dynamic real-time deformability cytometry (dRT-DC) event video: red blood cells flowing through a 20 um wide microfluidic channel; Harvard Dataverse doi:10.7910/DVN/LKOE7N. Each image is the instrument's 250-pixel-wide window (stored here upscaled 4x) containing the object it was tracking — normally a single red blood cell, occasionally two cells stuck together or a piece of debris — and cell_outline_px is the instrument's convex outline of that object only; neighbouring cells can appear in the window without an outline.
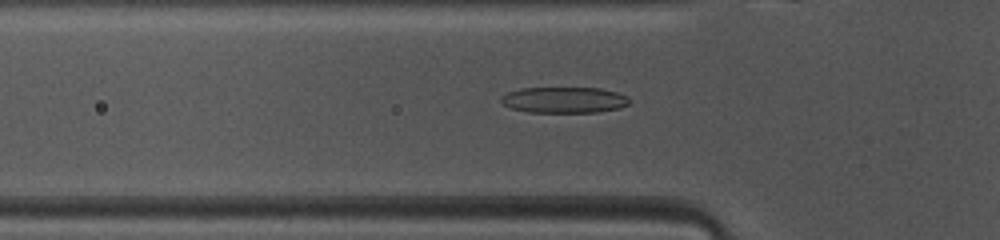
{"species": "common noctule bat (a hibernating species)", "species_latin": "Nyctalus noctula", "temperature_condition": "warm", "stored_images_in_passage": 45, "camera_frame_rate_fps": 3000, "um_per_image_px": 0.085, "animal": {"sex": "female", "body_mass_g": 10.0, "forearm_length_mm": 53.1}, "frame": {"image": 1, "passage_image": 12, "time_ms": 3.667, "image_size_px": [1000, 240], "cell_outline_px": [[628, 104], [620, 108], [596, 112], [528, 112], [512, 108], [504, 104], [500, 100], [500, 96], [508, 92], [520, 88], [600, 88], [616, 92], [628, 96]], "centroid_in_image_um": [47.94, 8.49], "position_along_channel_um": 77.9, "area_um2": 19.36}}
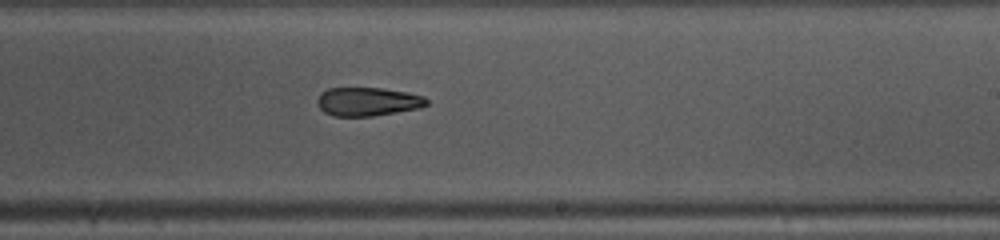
{"frame": {"image": 2, "passage_image": 25, "time_ms": 8.0, "image_size_px": [1000, 240], "cell_outline_px": [[428, 104], [420, 108], [372, 116], [336, 116], [324, 112], [316, 104], [316, 100], [320, 92], [328, 88], [384, 88], [408, 92], [424, 96], [428, 100]], "centroid_in_image_um": [31.25, 8.63], "position_along_channel_um": 257.8, "area_um2": 18.38}}
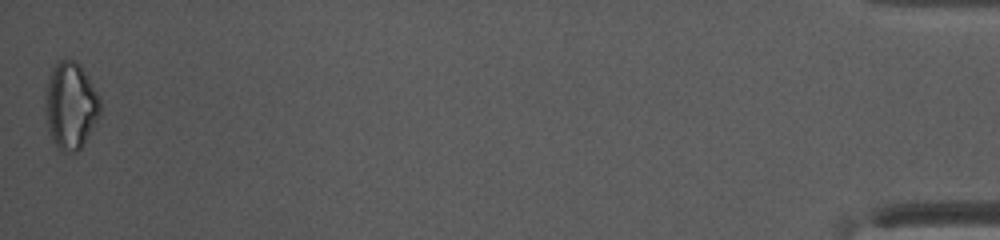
{"frame": {"image": 3, "passage_image": 45, "time_ms": 14.667, "image_size_px": [1000, 240], "cell_outline_px": [[100, 116], [80, 148], [76, 152], [60, 152], [56, 148], [52, 140], [48, 128], [44, 104], [48, 76], [52, 68], [60, 60], [76, 60], [80, 64], [100, 96]], "centroid_in_image_um": [5.99, 8.98], "position_along_channel_um": 429.2, "area_um2": 28.03}, "authors_computed_cell_mechanics": {"area_um2": 19.363, "velocity_mm_per_s": 4.12, "shape_relaxation_time_tau1_ms": 8.2904, "shape_relaxation_time_tau2_ms": 2.4618, "deformation_change_tau1": 0.1864, "deformation_change_tau2": 0.1164}}